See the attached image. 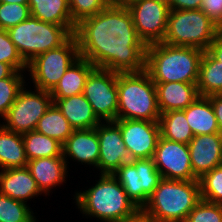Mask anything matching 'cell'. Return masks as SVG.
Here are the masks:
<instances>
[{
  "label": "cell",
  "mask_w": 222,
  "mask_h": 222,
  "mask_svg": "<svg viewBox=\"0 0 222 222\" xmlns=\"http://www.w3.org/2000/svg\"><path fill=\"white\" fill-rule=\"evenodd\" d=\"M98 168L99 139L96 128L73 130L62 144V155Z\"/></svg>",
  "instance_id": "17"
},
{
  "label": "cell",
  "mask_w": 222,
  "mask_h": 222,
  "mask_svg": "<svg viewBox=\"0 0 222 222\" xmlns=\"http://www.w3.org/2000/svg\"><path fill=\"white\" fill-rule=\"evenodd\" d=\"M22 136L28 161L62 155V144L54 138L45 136L35 130L24 133Z\"/></svg>",
  "instance_id": "29"
},
{
  "label": "cell",
  "mask_w": 222,
  "mask_h": 222,
  "mask_svg": "<svg viewBox=\"0 0 222 222\" xmlns=\"http://www.w3.org/2000/svg\"><path fill=\"white\" fill-rule=\"evenodd\" d=\"M79 58L78 43L74 35L60 47L37 55L28 63L36 89L51 91Z\"/></svg>",
  "instance_id": "8"
},
{
  "label": "cell",
  "mask_w": 222,
  "mask_h": 222,
  "mask_svg": "<svg viewBox=\"0 0 222 222\" xmlns=\"http://www.w3.org/2000/svg\"><path fill=\"white\" fill-rule=\"evenodd\" d=\"M113 175L140 210L148 203L162 179L153 158L133 159L122 164Z\"/></svg>",
  "instance_id": "9"
},
{
  "label": "cell",
  "mask_w": 222,
  "mask_h": 222,
  "mask_svg": "<svg viewBox=\"0 0 222 222\" xmlns=\"http://www.w3.org/2000/svg\"><path fill=\"white\" fill-rule=\"evenodd\" d=\"M170 10H199L202 0H166Z\"/></svg>",
  "instance_id": "38"
},
{
  "label": "cell",
  "mask_w": 222,
  "mask_h": 222,
  "mask_svg": "<svg viewBox=\"0 0 222 222\" xmlns=\"http://www.w3.org/2000/svg\"><path fill=\"white\" fill-rule=\"evenodd\" d=\"M200 200L199 179L186 181L162 178L141 211L156 222H185Z\"/></svg>",
  "instance_id": "4"
},
{
  "label": "cell",
  "mask_w": 222,
  "mask_h": 222,
  "mask_svg": "<svg viewBox=\"0 0 222 222\" xmlns=\"http://www.w3.org/2000/svg\"><path fill=\"white\" fill-rule=\"evenodd\" d=\"M53 103L74 130L96 128L101 123L83 93L67 98H53Z\"/></svg>",
  "instance_id": "20"
},
{
  "label": "cell",
  "mask_w": 222,
  "mask_h": 222,
  "mask_svg": "<svg viewBox=\"0 0 222 222\" xmlns=\"http://www.w3.org/2000/svg\"><path fill=\"white\" fill-rule=\"evenodd\" d=\"M196 85L200 96L222 94V63L207 50L200 61Z\"/></svg>",
  "instance_id": "26"
},
{
  "label": "cell",
  "mask_w": 222,
  "mask_h": 222,
  "mask_svg": "<svg viewBox=\"0 0 222 222\" xmlns=\"http://www.w3.org/2000/svg\"><path fill=\"white\" fill-rule=\"evenodd\" d=\"M111 2H123L124 0H110Z\"/></svg>",
  "instance_id": "44"
},
{
  "label": "cell",
  "mask_w": 222,
  "mask_h": 222,
  "mask_svg": "<svg viewBox=\"0 0 222 222\" xmlns=\"http://www.w3.org/2000/svg\"><path fill=\"white\" fill-rule=\"evenodd\" d=\"M0 193L25 203L29 198L31 199L42 192L29 169L23 167L0 172Z\"/></svg>",
  "instance_id": "19"
},
{
  "label": "cell",
  "mask_w": 222,
  "mask_h": 222,
  "mask_svg": "<svg viewBox=\"0 0 222 222\" xmlns=\"http://www.w3.org/2000/svg\"><path fill=\"white\" fill-rule=\"evenodd\" d=\"M15 70L6 63L0 62V79L9 77Z\"/></svg>",
  "instance_id": "42"
},
{
  "label": "cell",
  "mask_w": 222,
  "mask_h": 222,
  "mask_svg": "<svg viewBox=\"0 0 222 222\" xmlns=\"http://www.w3.org/2000/svg\"><path fill=\"white\" fill-rule=\"evenodd\" d=\"M117 89V119L159 121L156 86L146 70L117 73Z\"/></svg>",
  "instance_id": "5"
},
{
  "label": "cell",
  "mask_w": 222,
  "mask_h": 222,
  "mask_svg": "<svg viewBox=\"0 0 222 222\" xmlns=\"http://www.w3.org/2000/svg\"><path fill=\"white\" fill-rule=\"evenodd\" d=\"M139 38L146 46L163 42L170 8L166 0H124Z\"/></svg>",
  "instance_id": "10"
},
{
  "label": "cell",
  "mask_w": 222,
  "mask_h": 222,
  "mask_svg": "<svg viewBox=\"0 0 222 222\" xmlns=\"http://www.w3.org/2000/svg\"><path fill=\"white\" fill-rule=\"evenodd\" d=\"M27 162L22 134L0 125V168H23L27 167Z\"/></svg>",
  "instance_id": "24"
},
{
  "label": "cell",
  "mask_w": 222,
  "mask_h": 222,
  "mask_svg": "<svg viewBox=\"0 0 222 222\" xmlns=\"http://www.w3.org/2000/svg\"><path fill=\"white\" fill-rule=\"evenodd\" d=\"M123 222H156L149 216H146L142 211L130 219H126Z\"/></svg>",
  "instance_id": "41"
},
{
  "label": "cell",
  "mask_w": 222,
  "mask_h": 222,
  "mask_svg": "<svg viewBox=\"0 0 222 222\" xmlns=\"http://www.w3.org/2000/svg\"><path fill=\"white\" fill-rule=\"evenodd\" d=\"M76 26H61L30 16L7 30L23 60L28 64L37 55L60 47L75 31Z\"/></svg>",
  "instance_id": "6"
},
{
  "label": "cell",
  "mask_w": 222,
  "mask_h": 222,
  "mask_svg": "<svg viewBox=\"0 0 222 222\" xmlns=\"http://www.w3.org/2000/svg\"><path fill=\"white\" fill-rule=\"evenodd\" d=\"M203 53L194 47L150 44L146 48V71L154 83H197Z\"/></svg>",
  "instance_id": "2"
},
{
  "label": "cell",
  "mask_w": 222,
  "mask_h": 222,
  "mask_svg": "<svg viewBox=\"0 0 222 222\" xmlns=\"http://www.w3.org/2000/svg\"><path fill=\"white\" fill-rule=\"evenodd\" d=\"M30 16L28 4L0 3V29L8 30Z\"/></svg>",
  "instance_id": "34"
},
{
  "label": "cell",
  "mask_w": 222,
  "mask_h": 222,
  "mask_svg": "<svg viewBox=\"0 0 222 222\" xmlns=\"http://www.w3.org/2000/svg\"><path fill=\"white\" fill-rule=\"evenodd\" d=\"M83 95L100 121L117 120V72L95 67L87 77Z\"/></svg>",
  "instance_id": "11"
},
{
  "label": "cell",
  "mask_w": 222,
  "mask_h": 222,
  "mask_svg": "<svg viewBox=\"0 0 222 222\" xmlns=\"http://www.w3.org/2000/svg\"><path fill=\"white\" fill-rule=\"evenodd\" d=\"M26 204L0 193V222H36Z\"/></svg>",
  "instance_id": "30"
},
{
  "label": "cell",
  "mask_w": 222,
  "mask_h": 222,
  "mask_svg": "<svg viewBox=\"0 0 222 222\" xmlns=\"http://www.w3.org/2000/svg\"><path fill=\"white\" fill-rule=\"evenodd\" d=\"M200 9L222 30V0H202Z\"/></svg>",
  "instance_id": "37"
},
{
  "label": "cell",
  "mask_w": 222,
  "mask_h": 222,
  "mask_svg": "<svg viewBox=\"0 0 222 222\" xmlns=\"http://www.w3.org/2000/svg\"><path fill=\"white\" fill-rule=\"evenodd\" d=\"M73 128L63 116L59 108L53 103L46 113L38 120L35 131L63 144L72 134Z\"/></svg>",
  "instance_id": "28"
},
{
  "label": "cell",
  "mask_w": 222,
  "mask_h": 222,
  "mask_svg": "<svg viewBox=\"0 0 222 222\" xmlns=\"http://www.w3.org/2000/svg\"><path fill=\"white\" fill-rule=\"evenodd\" d=\"M207 51L219 62L222 63V30H220L216 39L209 45Z\"/></svg>",
  "instance_id": "40"
},
{
  "label": "cell",
  "mask_w": 222,
  "mask_h": 222,
  "mask_svg": "<svg viewBox=\"0 0 222 222\" xmlns=\"http://www.w3.org/2000/svg\"><path fill=\"white\" fill-rule=\"evenodd\" d=\"M185 222H222V204L201 199L190 211Z\"/></svg>",
  "instance_id": "36"
},
{
  "label": "cell",
  "mask_w": 222,
  "mask_h": 222,
  "mask_svg": "<svg viewBox=\"0 0 222 222\" xmlns=\"http://www.w3.org/2000/svg\"><path fill=\"white\" fill-rule=\"evenodd\" d=\"M207 98L212 104L218 122L219 131L222 133V94L210 95Z\"/></svg>",
  "instance_id": "39"
},
{
  "label": "cell",
  "mask_w": 222,
  "mask_h": 222,
  "mask_svg": "<svg viewBox=\"0 0 222 222\" xmlns=\"http://www.w3.org/2000/svg\"><path fill=\"white\" fill-rule=\"evenodd\" d=\"M153 160L162 178L198 180L191 168L188 144L170 141L160 136Z\"/></svg>",
  "instance_id": "14"
},
{
  "label": "cell",
  "mask_w": 222,
  "mask_h": 222,
  "mask_svg": "<svg viewBox=\"0 0 222 222\" xmlns=\"http://www.w3.org/2000/svg\"><path fill=\"white\" fill-rule=\"evenodd\" d=\"M110 3V0H68L72 20L76 25L83 19L101 12Z\"/></svg>",
  "instance_id": "33"
},
{
  "label": "cell",
  "mask_w": 222,
  "mask_h": 222,
  "mask_svg": "<svg viewBox=\"0 0 222 222\" xmlns=\"http://www.w3.org/2000/svg\"><path fill=\"white\" fill-rule=\"evenodd\" d=\"M22 76L21 71H14L9 77L0 79V116L3 118L6 117L9 108L24 86Z\"/></svg>",
  "instance_id": "31"
},
{
  "label": "cell",
  "mask_w": 222,
  "mask_h": 222,
  "mask_svg": "<svg viewBox=\"0 0 222 222\" xmlns=\"http://www.w3.org/2000/svg\"><path fill=\"white\" fill-rule=\"evenodd\" d=\"M64 156L32 159L27 162L32 177L41 192L49 193L52 187L64 182L67 165ZM50 189V190H49Z\"/></svg>",
  "instance_id": "21"
},
{
  "label": "cell",
  "mask_w": 222,
  "mask_h": 222,
  "mask_svg": "<svg viewBox=\"0 0 222 222\" xmlns=\"http://www.w3.org/2000/svg\"><path fill=\"white\" fill-rule=\"evenodd\" d=\"M94 68L90 61L80 57L50 91L52 98H67L83 93L87 77Z\"/></svg>",
  "instance_id": "22"
},
{
  "label": "cell",
  "mask_w": 222,
  "mask_h": 222,
  "mask_svg": "<svg viewBox=\"0 0 222 222\" xmlns=\"http://www.w3.org/2000/svg\"><path fill=\"white\" fill-rule=\"evenodd\" d=\"M75 198L80 211L105 222H123L141 211L113 174H101L95 186Z\"/></svg>",
  "instance_id": "3"
},
{
  "label": "cell",
  "mask_w": 222,
  "mask_h": 222,
  "mask_svg": "<svg viewBox=\"0 0 222 222\" xmlns=\"http://www.w3.org/2000/svg\"><path fill=\"white\" fill-rule=\"evenodd\" d=\"M22 88L16 97L15 102L9 108L4 118L7 124L3 126L19 134L34 131L38 120L46 113L53 104L50 91L36 89L35 93Z\"/></svg>",
  "instance_id": "12"
},
{
  "label": "cell",
  "mask_w": 222,
  "mask_h": 222,
  "mask_svg": "<svg viewBox=\"0 0 222 222\" xmlns=\"http://www.w3.org/2000/svg\"><path fill=\"white\" fill-rule=\"evenodd\" d=\"M183 111L194 136L220 133L212 104L207 97L199 96Z\"/></svg>",
  "instance_id": "23"
},
{
  "label": "cell",
  "mask_w": 222,
  "mask_h": 222,
  "mask_svg": "<svg viewBox=\"0 0 222 222\" xmlns=\"http://www.w3.org/2000/svg\"><path fill=\"white\" fill-rule=\"evenodd\" d=\"M106 124L101 122L96 127L99 139L98 168L101 169V174H113L130 159L120 127L114 121H107Z\"/></svg>",
  "instance_id": "15"
},
{
  "label": "cell",
  "mask_w": 222,
  "mask_h": 222,
  "mask_svg": "<svg viewBox=\"0 0 222 222\" xmlns=\"http://www.w3.org/2000/svg\"><path fill=\"white\" fill-rule=\"evenodd\" d=\"M30 15L40 21L61 26H76L68 0H28Z\"/></svg>",
  "instance_id": "25"
},
{
  "label": "cell",
  "mask_w": 222,
  "mask_h": 222,
  "mask_svg": "<svg viewBox=\"0 0 222 222\" xmlns=\"http://www.w3.org/2000/svg\"><path fill=\"white\" fill-rule=\"evenodd\" d=\"M130 161L153 158L160 138L158 121L117 119Z\"/></svg>",
  "instance_id": "13"
},
{
  "label": "cell",
  "mask_w": 222,
  "mask_h": 222,
  "mask_svg": "<svg viewBox=\"0 0 222 222\" xmlns=\"http://www.w3.org/2000/svg\"><path fill=\"white\" fill-rule=\"evenodd\" d=\"M199 183L202 200L222 204V164L205 173Z\"/></svg>",
  "instance_id": "32"
},
{
  "label": "cell",
  "mask_w": 222,
  "mask_h": 222,
  "mask_svg": "<svg viewBox=\"0 0 222 222\" xmlns=\"http://www.w3.org/2000/svg\"><path fill=\"white\" fill-rule=\"evenodd\" d=\"M158 123L160 136L167 140L188 144L194 137L183 110L162 113Z\"/></svg>",
  "instance_id": "27"
},
{
  "label": "cell",
  "mask_w": 222,
  "mask_h": 222,
  "mask_svg": "<svg viewBox=\"0 0 222 222\" xmlns=\"http://www.w3.org/2000/svg\"><path fill=\"white\" fill-rule=\"evenodd\" d=\"M160 113L186 109L200 95L196 83H154Z\"/></svg>",
  "instance_id": "18"
},
{
  "label": "cell",
  "mask_w": 222,
  "mask_h": 222,
  "mask_svg": "<svg viewBox=\"0 0 222 222\" xmlns=\"http://www.w3.org/2000/svg\"><path fill=\"white\" fill-rule=\"evenodd\" d=\"M0 3L28 4V0H0Z\"/></svg>",
  "instance_id": "43"
},
{
  "label": "cell",
  "mask_w": 222,
  "mask_h": 222,
  "mask_svg": "<svg viewBox=\"0 0 222 222\" xmlns=\"http://www.w3.org/2000/svg\"><path fill=\"white\" fill-rule=\"evenodd\" d=\"M0 62L9 64L15 71H23L28 64L19 54L7 30L0 29Z\"/></svg>",
  "instance_id": "35"
},
{
  "label": "cell",
  "mask_w": 222,
  "mask_h": 222,
  "mask_svg": "<svg viewBox=\"0 0 222 222\" xmlns=\"http://www.w3.org/2000/svg\"><path fill=\"white\" fill-rule=\"evenodd\" d=\"M220 28L201 10H170L163 42L206 51Z\"/></svg>",
  "instance_id": "7"
},
{
  "label": "cell",
  "mask_w": 222,
  "mask_h": 222,
  "mask_svg": "<svg viewBox=\"0 0 222 222\" xmlns=\"http://www.w3.org/2000/svg\"><path fill=\"white\" fill-rule=\"evenodd\" d=\"M80 57L97 68L117 73L146 70L147 46L139 38L123 2H111L75 28Z\"/></svg>",
  "instance_id": "1"
},
{
  "label": "cell",
  "mask_w": 222,
  "mask_h": 222,
  "mask_svg": "<svg viewBox=\"0 0 222 222\" xmlns=\"http://www.w3.org/2000/svg\"><path fill=\"white\" fill-rule=\"evenodd\" d=\"M188 146L191 168L197 179L222 164V133L196 135Z\"/></svg>",
  "instance_id": "16"
}]
</instances>
